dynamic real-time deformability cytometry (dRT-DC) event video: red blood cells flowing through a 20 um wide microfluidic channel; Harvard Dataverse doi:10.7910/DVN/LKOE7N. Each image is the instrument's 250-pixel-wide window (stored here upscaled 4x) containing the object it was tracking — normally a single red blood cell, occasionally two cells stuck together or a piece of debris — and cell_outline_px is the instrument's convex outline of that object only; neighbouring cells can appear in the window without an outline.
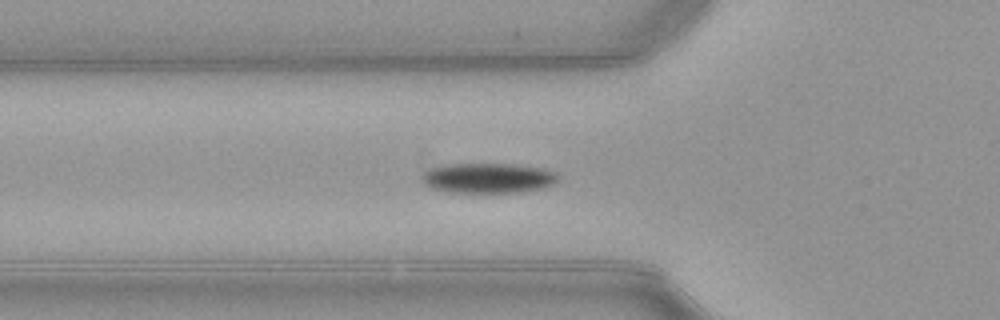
{"species": "common noctule bat (a hibernating species)", "species_latin": "Nyctalus noctula", "temperature_condition": "warm", "stored_images_in_passage": 52, "camera_frame_rate_fps": 3000, "um_per_image_px": 0.085, "animal": {"sex": "female", "body_mass_g": 21.9}, "frame": {"image": 1, "passage_image": 18, "time_ms": 5.667, "image_size_px": [1000, 320], "cell_outline_px": [[560, 180], [544, 188], [520, 192], [452, 192], [428, 188], [420, 180], [420, 176], [424, 172], [432, 168], [444, 164], [512, 164], [544, 168], [556, 172], [560, 176]], "centroid_in_image_um": [41.49, 15.13], "position_along_channel_um": 84.3, "area_um2": 24.16}}
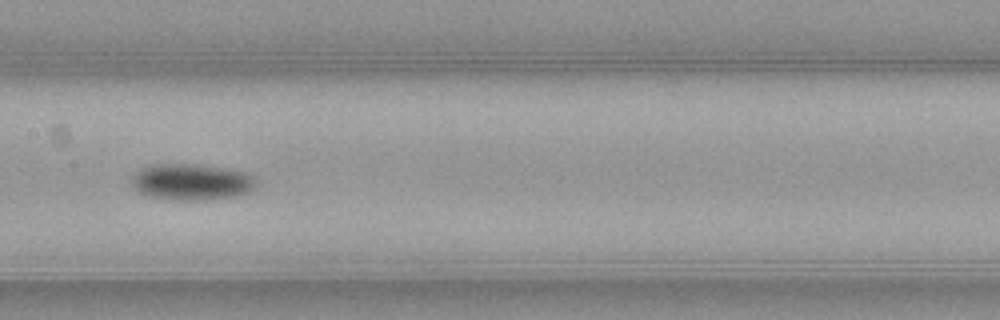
{"frame": {"image": 2, "passage_image": 26, "time_ms": 8.333, "image_size_px": [1000, 320], "cell_outline_px": [[256, 188], [248, 192], [232, 196], [204, 200], [176, 200], [148, 196], [140, 192], [132, 184], [132, 176], [136, 172], [148, 164], [200, 164], [228, 168], [244, 172], [256, 176]], "centroid_in_image_um": [16.31, 15.45], "position_along_channel_um": 191.1, "area_um2": 26.53}}
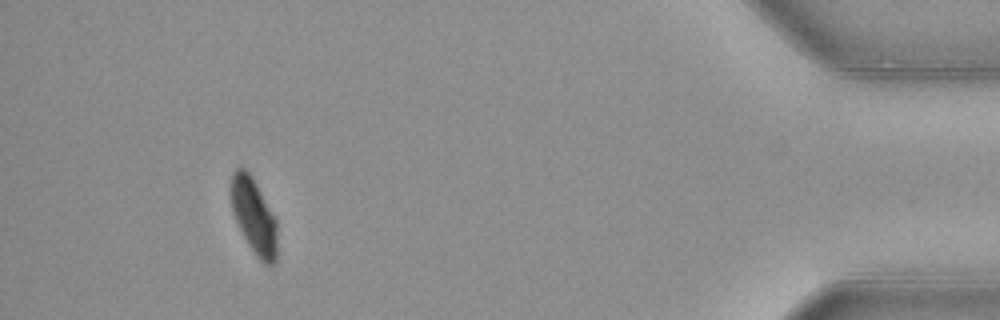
{"frame": {"image": 3, "passage_image": 48, "time_ms": 15.667, "image_size_px": [1000, 320], "cell_outline_px": [[276, 260], [272, 264], [264, 264], [256, 256], [248, 244], [232, 212], [232, 172], [236, 168], [244, 168], [252, 176], [276, 220]], "centroid_in_image_um": [21.58, 18.38], "position_along_channel_um": 413.6, "area_um2": 19.77}, "authors_computed_cell_mechanics": {"area_um2": 22.7443, "velocity_mm_per_s": 3.9628, "shape_relaxation_time_tau1_ms": 2.2205, "shape_relaxation_time_tau2_ms": null, "deformation_change_tau1": 0.1173, "deformation_change_tau2": null}}